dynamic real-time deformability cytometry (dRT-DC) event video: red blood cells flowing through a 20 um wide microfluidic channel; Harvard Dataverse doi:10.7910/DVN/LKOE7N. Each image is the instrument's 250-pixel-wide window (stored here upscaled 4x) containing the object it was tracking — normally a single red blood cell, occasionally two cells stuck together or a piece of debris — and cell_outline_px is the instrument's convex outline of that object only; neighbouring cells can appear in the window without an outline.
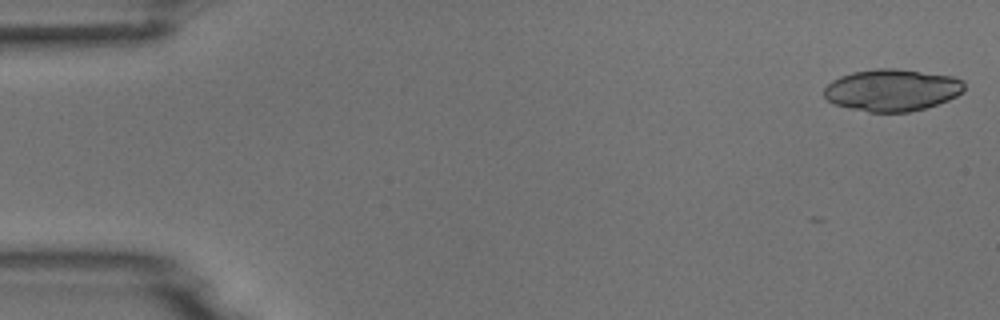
{"species": "common noctule bat (a hibernating species)", "species_latin": "Nyctalus noctula", "temperature_condition": "room temperature", "stored_images_in_passage": 5, "camera_frame_rate_fps": 3000, "um_per_image_px": 0.085, "animal": {"sex": "male", "body_mass_g": 18.8}, "frame": {"image": 1, "passage_image": 1, "time_ms": 0.0, "image_size_px": [1000, 320], "cell_outline_px": [[964, 92], [948, 100], [924, 108], [908, 112], [868, 112], [836, 104], [828, 100], [824, 96], [824, 88], [832, 80], [840, 76], [852, 72], [876, 68], [892, 68], [952, 76], [964, 80]], "centroid_in_image_um": [75.83, 7.65], "position_along_channel_um": 9.2, "area_um2": 34.16}}
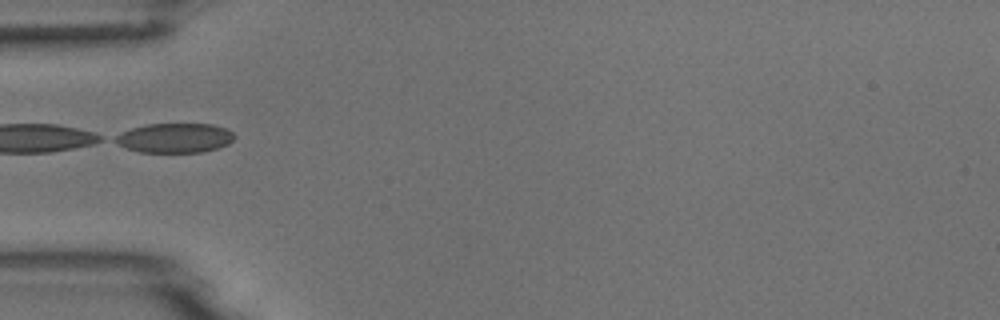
{"frame": {"image": 2, "passage_image": 5, "time_ms": 5.333, "image_size_px": [1000, 320], "cell_outline_px": [[236, 136], [228, 144], [216, 148], [200, 152], [140, 152], [128, 148], [112, 140], [116, 136], [132, 128], [144, 124], [212, 124], [228, 128]], "centroid_in_image_um": [14.89, 11.71], "position_along_channel_um": 70.1, "area_um2": 20.35}}